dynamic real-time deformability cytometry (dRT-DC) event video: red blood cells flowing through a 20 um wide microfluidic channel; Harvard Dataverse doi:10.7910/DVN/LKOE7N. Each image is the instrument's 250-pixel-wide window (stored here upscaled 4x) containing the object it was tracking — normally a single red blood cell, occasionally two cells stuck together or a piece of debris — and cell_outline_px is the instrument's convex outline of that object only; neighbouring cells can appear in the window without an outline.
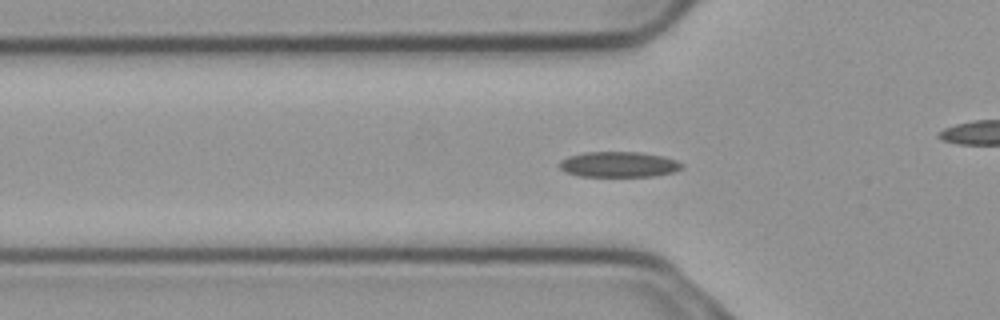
{"species": "common noctule bat (a hibernating species)", "species_latin": "Nyctalus noctula", "temperature_condition": "cold", "stored_images_in_passage": 56, "camera_frame_rate_fps": 3000, "um_per_image_px": 0.085, "animal": {"sex": "male", "body_mass_g": 23.1, "forearm_length_mm": 52.7}, "frame": {"image": 1, "passage_image": 18, "time_ms": 5.667, "image_size_px": [1000, 320], "cell_outline_px": [[684, 168], [676, 172], [656, 176], [580, 176], [564, 172], [560, 168], [560, 160], [568, 156], [584, 152], [640, 152], [664, 156], [676, 160], [684, 164]], "centroid_in_image_um": [52.64, 13.98], "position_along_channel_um": 73.2, "area_um2": 18.44}}
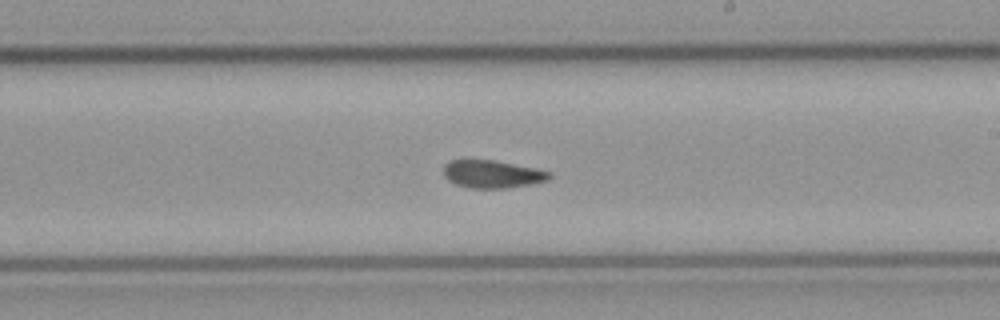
{"frame": {"image": 2, "passage_image": 32, "time_ms": 10.333, "image_size_px": [1000, 320], "cell_outline_px": [[552, 176], [548, 180], [532, 184], [508, 188], [468, 188], [456, 184], [448, 180], [444, 176], [444, 164], [452, 160], [496, 160], [536, 168], [552, 172]], "centroid_in_image_um": [41.88, 14.8], "position_along_channel_um": 247.1, "area_um2": 17.28}}
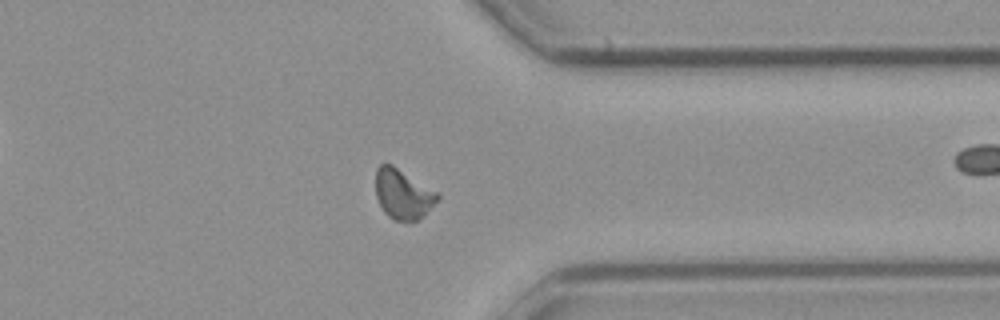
{"frame": {"image": 3, "passage_image": 43, "time_ms": 14.0, "image_size_px": [1000, 320], "cell_outline_px": [[440, 196], [424, 216], [416, 220], [392, 220], [384, 212], [376, 196], [376, 168], [380, 164], [392, 164], [440, 192]], "centroid_in_image_um": [34.27, 16.48], "position_along_channel_um": 377.1, "area_um2": 18.09}, "authors_computed_cell_mechanics": {"area_um2": 17.4556, "velocity_mm_per_s": 3.704, "shape_relaxation_time_tau1_ms": 7.0827, "shape_relaxation_time_tau2_ms": 2.3485, "deformation_change_tau1": 0.1511, "deformation_change_tau2": 0.0719}}